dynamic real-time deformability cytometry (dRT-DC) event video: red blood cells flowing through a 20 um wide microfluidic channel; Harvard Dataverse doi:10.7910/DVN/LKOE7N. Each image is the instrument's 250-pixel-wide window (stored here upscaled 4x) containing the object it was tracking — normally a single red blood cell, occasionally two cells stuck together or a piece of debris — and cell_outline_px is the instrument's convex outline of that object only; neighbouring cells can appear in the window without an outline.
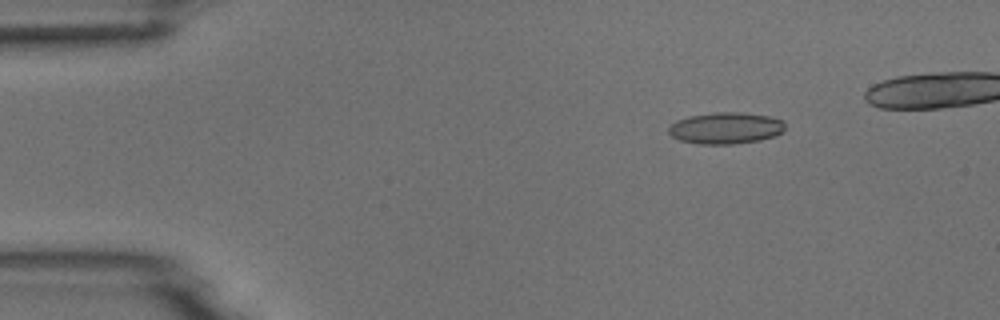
{"species": "common noctule bat (a hibernating species)", "species_latin": "Nyctalus noctula", "temperature_condition": "room temperature", "stored_images_in_passage": 6, "camera_frame_rate_fps": 3000, "um_per_image_px": 0.085, "animal": {"sex": "male", "body_mass_g": 18.8}, "frame": {"image": 1, "passage_image": 3, "time_ms": 2.333, "image_size_px": [1000, 320], "cell_outline_px": [[784, 128], [780, 132], [772, 136], [760, 140], [732, 144], [700, 144], [680, 140], [672, 136], [668, 132], [668, 128], [676, 120], [688, 116], [716, 112], [740, 112], [772, 116], [784, 120]], "centroid_in_image_um": [61.67, 10.87], "position_along_channel_um": 23.3, "area_um2": 21.39}}